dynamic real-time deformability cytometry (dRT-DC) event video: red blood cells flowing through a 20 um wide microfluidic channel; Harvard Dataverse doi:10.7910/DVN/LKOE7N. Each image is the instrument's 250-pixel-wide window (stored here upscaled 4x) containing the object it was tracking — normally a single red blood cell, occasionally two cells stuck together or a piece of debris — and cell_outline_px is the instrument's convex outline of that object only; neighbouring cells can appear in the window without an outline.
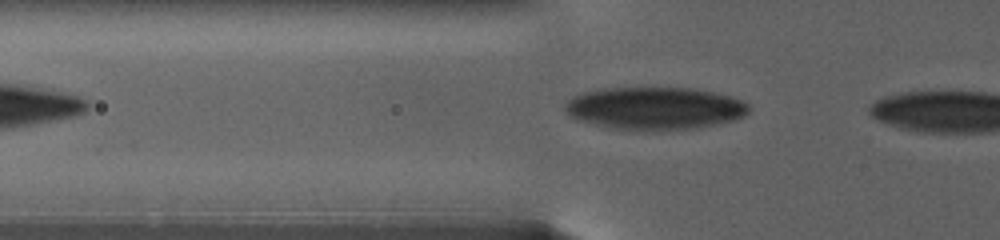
{"species": "human", "species_latin": "Homo sapiens", "temperature_condition": "warm", "stored_images_in_passage": 4, "camera_frame_rate_fps": 3000, "um_per_image_px": 0.085, "donor": {"sex": "female"}, "frame": {"image": 1, "passage_image": 2, "time_ms": 0.667, "image_size_px": [1000, 240], "cell_outline_px": [[748, 112], [744, 116], [736, 120], [700, 128], [656, 132], [644, 132], [612, 128], [576, 120], [568, 116], [564, 108], [564, 104], [572, 96], [596, 88], [688, 88], [712, 92], [728, 96], [740, 100], [748, 104]], "centroid_in_image_um": [55.6, 9.24], "position_along_channel_um": 70.2, "area_um2": 46.41}}